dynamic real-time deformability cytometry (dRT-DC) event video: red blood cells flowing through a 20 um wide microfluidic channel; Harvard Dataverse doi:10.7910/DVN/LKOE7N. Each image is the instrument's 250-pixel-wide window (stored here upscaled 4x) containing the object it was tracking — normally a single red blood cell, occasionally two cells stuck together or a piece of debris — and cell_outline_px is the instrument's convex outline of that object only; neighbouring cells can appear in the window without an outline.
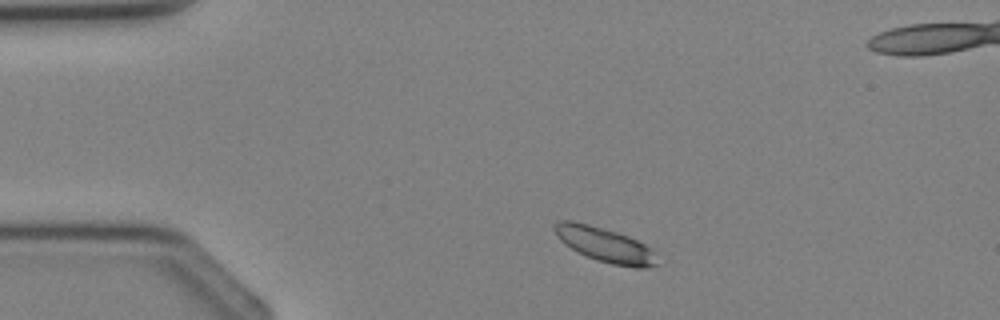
{"species": "Egyptian fruit bat (a non-hibernating species)", "species_latin": "Rousettus aegyptiacus", "temperature_condition": "cold", "stored_images_in_passage": 2, "camera_frame_rate_fps": 3000, "um_per_image_px": 0.085, "animal": {"sex": "female"}, "frame": {"image": 1, "passage_image": 1, "time_ms": 0.0, "image_size_px": [1000, 320], "cell_outline_px": [[656, 264], [648, 268], [636, 268], [612, 264], [596, 260], [576, 252], [564, 244], [560, 240], [552, 228], [552, 224], [556, 220], [572, 220], [588, 224], [616, 232], [628, 236], [652, 248], [656, 252]], "centroid_in_image_um": [51.38, 20.8], "position_along_channel_um": 33.6, "area_um2": 20.92}}